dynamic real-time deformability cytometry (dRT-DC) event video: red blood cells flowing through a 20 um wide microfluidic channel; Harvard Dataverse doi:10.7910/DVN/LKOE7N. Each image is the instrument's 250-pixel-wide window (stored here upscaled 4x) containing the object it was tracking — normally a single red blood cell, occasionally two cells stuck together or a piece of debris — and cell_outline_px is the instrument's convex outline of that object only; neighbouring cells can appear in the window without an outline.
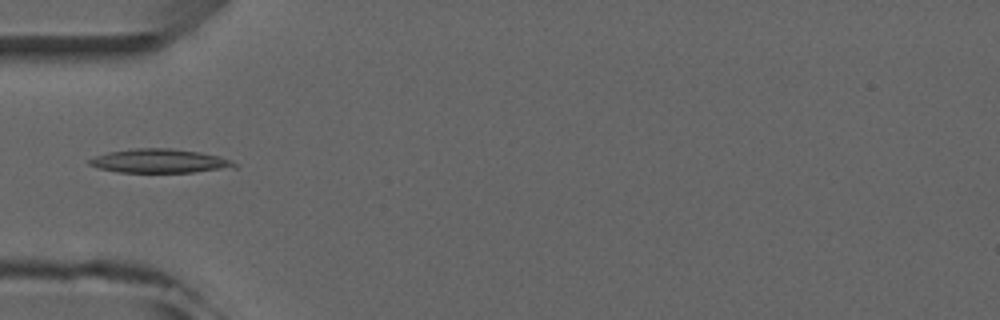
{"species": "common noctule bat (a hibernating species)", "species_latin": "Nyctalus noctula", "temperature_condition": "room temperature", "stored_images_in_passage": 6, "camera_frame_rate_fps": 3000, "um_per_image_px": 0.085, "animal": {"sex": "male", "forearm_length_mm": 52.5}, "frame": {"image": 1, "passage_image": 3, "time_ms": 2.0, "image_size_px": [1000, 320], "cell_outline_px": [[236, 168], [192, 172], [116, 172], [100, 168], [88, 164], [88, 160], [96, 156], [108, 152], [136, 148], [172, 148], [200, 152], [220, 156], [232, 160], [236, 164]], "centroid_in_image_um": [13.61, 13.68], "position_along_channel_um": 71.4, "area_um2": 20.23}}